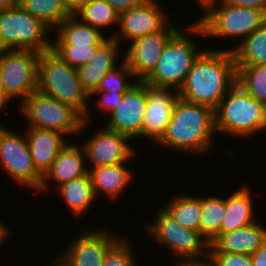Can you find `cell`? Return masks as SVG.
I'll list each match as a JSON object with an SVG mask.
<instances>
[{"label": "cell", "instance_id": "30bf717a", "mask_svg": "<svg viewBox=\"0 0 266 266\" xmlns=\"http://www.w3.org/2000/svg\"><path fill=\"white\" fill-rule=\"evenodd\" d=\"M7 127L0 126V168L21 187L38 192L43 176L33 164L27 137Z\"/></svg>", "mask_w": 266, "mask_h": 266}, {"label": "cell", "instance_id": "4dcf8cb0", "mask_svg": "<svg viewBox=\"0 0 266 266\" xmlns=\"http://www.w3.org/2000/svg\"><path fill=\"white\" fill-rule=\"evenodd\" d=\"M237 67V83L255 100L266 105V65Z\"/></svg>", "mask_w": 266, "mask_h": 266}, {"label": "cell", "instance_id": "e575fe53", "mask_svg": "<svg viewBox=\"0 0 266 266\" xmlns=\"http://www.w3.org/2000/svg\"><path fill=\"white\" fill-rule=\"evenodd\" d=\"M209 259L215 266H252L249 254L209 251Z\"/></svg>", "mask_w": 266, "mask_h": 266}, {"label": "cell", "instance_id": "d6a6232c", "mask_svg": "<svg viewBox=\"0 0 266 266\" xmlns=\"http://www.w3.org/2000/svg\"><path fill=\"white\" fill-rule=\"evenodd\" d=\"M125 238L119 234V237L107 248L102 266H140L139 260L136 259L134 243Z\"/></svg>", "mask_w": 266, "mask_h": 266}, {"label": "cell", "instance_id": "f6af8a7d", "mask_svg": "<svg viewBox=\"0 0 266 266\" xmlns=\"http://www.w3.org/2000/svg\"><path fill=\"white\" fill-rule=\"evenodd\" d=\"M52 261L50 264L46 263V265H44V266H68V264L59 256L54 257V260H52Z\"/></svg>", "mask_w": 266, "mask_h": 266}, {"label": "cell", "instance_id": "52a82bcc", "mask_svg": "<svg viewBox=\"0 0 266 266\" xmlns=\"http://www.w3.org/2000/svg\"><path fill=\"white\" fill-rule=\"evenodd\" d=\"M202 13L196 21L203 28L206 41L207 38L239 40L230 51L266 22V14L258 9L230 6L220 0L210 3Z\"/></svg>", "mask_w": 266, "mask_h": 266}, {"label": "cell", "instance_id": "7402d4cb", "mask_svg": "<svg viewBox=\"0 0 266 266\" xmlns=\"http://www.w3.org/2000/svg\"><path fill=\"white\" fill-rule=\"evenodd\" d=\"M252 186L241 184L237 190H233V193L225 197L226 204V216L224 217L220 235L223 233L232 232L239 228L250 225L257 221V206L254 201V193ZM256 209V210H255Z\"/></svg>", "mask_w": 266, "mask_h": 266}, {"label": "cell", "instance_id": "7bdbcfd3", "mask_svg": "<svg viewBox=\"0 0 266 266\" xmlns=\"http://www.w3.org/2000/svg\"><path fill=\"white\" fill-rule=\"evenodd\" d=\"M71 12H74L85 0H62Z\"/></svg>", "mask_w": 266, "mask_h": 266}, {"label": "cell", "instance_id": "83f0119b", "mask_svg": "<svg viewBox=\"0 0 266 266\" xmlns=\"http://www.w3.org/2000/svg\"><path fill=\"white\" fill-rule=\"evenodd\" d=\"M201 194L179 193L169 197L164 205V209L185 228L199 231V222L201 216ZM171 199V200H170Z\"/></svg>", "mask_w": 266, "mask_h": 266}, {"label": "cell", "instance_id": "277c9868", "mask_svg": "<svg viewBox=\"0 0 266 266\" xmlns=\"http://www.w3.org/2000/svg\"><path fill=\"white\" fill-rule=\"evenodd\" d=\"M214 116L218 137L236 136L249 141L258 133H266V105L255 100L238 83L219 102Z\"/></svg>", "mask_w": 266, "mask_h": 266}, {"label": "cell", "instance_id": "9a60e30c", "mask_svg": "<svg viewBox=\"0 0 266 266\" xmlns=\"http://www.w3.org/2000/svg\"><path fill=\"white\" fill-rule=\"evenodd\" d=\"M81 230L58 256L68 266H102L107 248L119 237L107 227ZM113 232V233H112Z\"/></svg>", "mask_w": 266, "mask_h": 266}, {"label": "cell", "instance_id": "3957f363", "mask_svg": "<svg viewBox=\"0 0 266 266\" xmlns=\"http://www.w3.org/2000/svg\"><path fill=\"white\" fill-rule=\"evenodd\" d=\"M192 22L185 24L186 27L180 28L167 42L156 67L143 80L149 86L178 91L183 85L193 62L205 49V45L202 47L198 41L191 38V35L205 38L201 25L196 20Z\"/></svg>", "mask_w": 266, "mask_h": 266}, {"label": "cell", "instance_id": "ee69618b", "mask_svg": "<svg viewBox=\"0 0 266 266\" xmlns=\"http://www.w3.org/2000/svg\"><path fill=\"white\" fill-rule=\"evenodd\" d=\"M18 0H0V10L17 6Z\"/></svg>", "mask_w": 266, "mask_h": 266}, {"label": "cell", "instance_id": "60d3db41", "mask_svg": "<svg viewBox=\"0 0 266 266\" xmlns=\"http://www.w3.org/2000/svg\"><path fill=\"white\" fill-rule=\"evenodd\" d=\"M3 220H0V247L2 246V244L6 241H8L7 239H9V235L11 233L10 229L7 227L8 225L3 223ZM8 237V238H7Z\"/></svg>", "mask_w": 266, "mask_h": 266}, {"label": "cell", "instance_id": "2e32d148", "mask_svg": "<svg viewBox=\"0 0 266 266\" xmlns=\"http://www.w3.org/2000/svg\"><path fill=\"white\" fill-rule=\"evenodd\" d=\"M146 83L137 80L123 95L121 104L113 110L102 124L108 130L135 139L143 138V117L146 111Z\"/></svg>", "mask_w": 266, "mask_h": 266}, {"label": "cell", "instance_id": "d6986e66", "mask_svg": "<svg viewBox=\"0 0 266 266\" xmlns=\"http://www.w3.org/2000/svg\"><path fill=\"white\" fill-rule=\"evenodd\" d=\"M121 50L124 51L122 45L109 37L87 64L76 69L78 80L89 96L97 90L107 72L120 63Z\"/></svg>", "mask_w": 266, "mask_h": 266}, {"label": "cell", "instance_id": "7a4b0ae2", "mask_svg": "<svg viewBox=\"0 0 266 266\" xmlns=\"http://www.w3.org/2000/svg\"><path fill=\"white\" fill-rule=\"evenodd\" d=\"M216 137L214 109L179 97L166 131L155 145L174 154L206 157L215 149Z\"/></svg>", "mask_w": 266, "mask_h": 266}, {"label": "cell", "instance_id": "836d02e7", "mask_svg": "<svg viewBox=\"0 0 266 266\" xmlns=\"http://www.w3.org/2000/svg\"><path fill=\"white\" fill-rule=\"evenodd\" d=\"M100 46L52 45L51 51L62 61L77 69L87 64Z\"/></svg>", "mask_w": 266, "mask_h": 266}, {"label": "cell", "instance_id": "484cf974", "mask_svg": "<svg viewBox=\"0 0 266 266\" xmlns=\"http://www.w3.org/2000/svg\"><path fill=\"white\" fill-rule=\"evenodd\" d=\"M200 196L201 216L199 222V232L212 244L219 236L221 224L226 216L225 195Z\"/></svg>", "mask_w": 266, "mask_h": 266}, {"label": "cell", "instance_id": "ab89813d", "mask_svg": "<svg viewBox=\"0 0 266 266\" xmlns=\"http://www.w3.org/2000/svg\"><path fill=\"white\" fill-rule=\"evenodd\" d=\"M12 103V100L9 98V96L5 93L4 87H3V83L1 81V77H0V114L2 115L3 110H6L4 108H8L7 106L9 105V103ZM2 126V125H0Z\"/></svg>", "mask_w": 266, "mask_h": 266}, {"label": "cell", "instance_id": "5b68a950", "mask_svg": "<svg viewBox=\"0 0 266 266\" xmlns=\"http://www.w3.org/2000/svg\"><path fill=\"white\" fill-rule=\"evenodd\" d=\"M37 90L70 105L84 117V121L90 123L95 118L90 109V96L82 88L76 69L51 50L40 53Z\"/></svg>", "mask_w": 266, "mask_h": 266}, {"label": "cell", "instance_id": "ba28073f", "mask_svg": "<svg viewBox=\"0 0 266 266\" xmlns=\"http://www.w3.org/2000/svg\"><path fill=\"white\" fill-rule=\"evenodd\" d=\"M18 107L28 127L55 131L67 138L78 137L91 124L84 121V117L70 105L38 90L33 91Z\"/></svg>", "mask_w": 266, "mask_h": 266}, {"label": "cell", "instance_id": "1f68e13d", "mask_svg": "<svg viewBox=\"0 0 266 266\" xmlns=\"http://www.w3.org/2000/svg\"><path fill=\"white\" fill-rule=\"evenodd\" d=\"M121 59L116 67L107 72L94 92L124 94L136 83L137 79H135L122 56Z\"/></svg>", "mask_w": 266, "mask_h": 266}, {"label": "cell", "instance_id": "f546056e", "mask_svg": "<svg viewBox=\"0 0 266 266\" xmlns=\"http://www.w3.org/2000/svg\"><path fill=\"white\" fill-rule=\"evenodd\" d=\"M17 6L43 21L53 31L72 14L62 0H18Z\"/></svg>", "mask_w": 266, "mask_h": 266}, {"label": "cell", "instance_id": "9c48e42d", "mask_svg": "<svg viewBox=\"0 0 266 266\" xmlns=\"http://www.w3.org/2000/svg\"><path fill=\"white\" fill-rule=\"evenodd\" d=\"M52 35L51 28L22 7L0 10V44L5 50L48 52Z\"/></svg>", "mask_w": 266, "mask_h": 266}, {"label": "cell", "instance_id": "4fadbf2b", "mask_svg": "<svg viewBox=\"0 0 266 266\" xmlns=\"http://www.w3.org/2000/svg\"><path fill=\"white\" fill-rule=\"evenodd\" d=\"M99 128L94 131L95 134H91L92 137L88 136V139L80 143L88 167L116 165L134 159V154L138 153L134 145L136 142L133 143L130 137L108 130L104 126L100 125Z\"/></svg>", "mask_w": 266, "mask_h": 266}, {"label": "cell", "instance_id": "8fae6325", "mask_svg": "<svg viewBox=\"0 0 266 266\" xmlns=\"http://www.w3.org/2000/svg\"><path fill=\"white\" fill-rule=\"evenodd\" d=\"M40 53L31 50L0 52V77L5 93L20 104L37 90Z\"/></svg>", "mask_w": 266, "mask_h": 266}, {"label": "cell", "instance_id": "4316f807", "mask_svg": "<svg viewBox=\"0 0 266 266\" xmlns=\"http://www.w3.org/2000/svg\"><path fill=\"white\" fill-rule=\"evenodd\" d=\"M72 14L81 22L103 32L105 27H118L119 13L105 0H85Z\"/></svg>", "mask_w": 266, "mask_h": 266}, {"label": "cell", "instance_id": "cb8c5ba5", "mask_svg": "<svg viewBox=\"0 0 266 266\" xmlns=\"http://www.w3.org/2000/svg\"><path fill=\"white\" fill-rule=\"evenodd\" d=\"M105 34L71 14L53 31L52 45L101 46L109 38Z\"/></svg>", "mask_w": 266, "mask_h": 266}, {"label": "cell", "instance_id": "bcb514c9", "mask_svg": "<svg viewBox=\"0 0 266 266\" xmlns=\"http://www.w3.org/2000/svg\"><path fill=\"white\" fill-rule=\"evenodd\" d=\"M195 2H197L198 4H196V5H198L200 8H199V10L201 11H203L210 3H212V2H214L215 0H194Z\"/></svg>", "mask_w": 266, "mask_h": 266}, {"label": "cell", "instance_id": "d590c367", "mask_svg": "<svg viewBox=\"0 0 266 266\" xmlns=\"http://www.w3.org/2000/svg\"><path fill=\"white\" fill-rule=\"evenodd\" d=\"M124 94L121 93H106V92H93L90 95L91 98H94L96 96V108H98L97 111L99 112H105L110 114L113 110L117 109L119 105L121 104L122 98Z\"/></svg>", "mask_w": 266, "mask_h": 266}, {"label": "cell", "instance_id": "8d00e7d4", "mask_svg": "<svg viewBox=\"0 0 266 266\" xmlns=\"http://www.w3.org/2000/svg\"><path fill=\"white\" fill-rule=\"evenodd\" d=\"M223 4L258 9L266 14V0H220Z\"/></svg>", "mask_w": 266, "mask_h": 266}, {"label": "cell", "instance_id": "44dd1931", "mask_svg": "<svg viewBox=\"0 0 266 266\" xmlns=\"http://www.w3.org/2000/svg\"><path fill=\"white\" fill-rule=\"evenodd\" d=\"M24 131L33 164L37 171L44 176L51 168L57 154L70 142L67 140L69 138L58 132L36 127H27Z\"/></svg>", "mask_w": 266, "mask_h": 266}, {"label": "cell", "instance_id": "6da1fadb", "mask_svg": "<svg viewBox=\"0 0 266 266\" xmlns=\"http://www.w3.org/2000/svg\"><path fill=\"white\" fill-rule=\"evenodd\" d=\"M237 83V67L232 51L205 48L193 62L183 85L180 98L215 109Z\"/></svg>", "mask_w": 266, "mask_h": 266}, {"label": "cell", "instance_id": "ac0fdd59", "mask_svg": "<svg viewBox=\"0 0 266 266\" xmlns=\"http://www.w3.org/2000/svg\"><path fill=\"white\" fill-rule=\"evenodd\" d=\"M88 172L89 169L82 145L79 142L78 144L68 142L57 154L51 168L43 176L41 187L36 194H49V191L55 190L59 185L85 176Z\"/></svg>", "mask_w": 266, "mask_h": 266}, {"label": "cell", "instance_id": "7dc6e473", "mask_svg": "<svg viewBox=\"0 0 266 266\" xmlns=\"http://www.w3.org/2000/svg\"><path fill=\"white\" fill-rule=\"evenodd\" d=\"M3 50H5V49L0 44V52H2Z\"/></svg>", "mask_w": 266, "mask_h": 266}, {"label": "cell", "instance_id": "e0dca14e", "mask_svg": "<svg viewBox=\"0 0 266 266\" xmlns=\"http://www.w3.org/2000/svg\"><path fill=\"white\" fill-rule=\"evenodd\" d=\"M147 105L143 117V139L154 145L162 138L170 122L176 102L177 90L155 88L146 83Z\"/></svg>", "mask_w": 266, "mask_h": 266}, {"label": "cell", "instance_id": "f35d334b", "mask_svg": "<svg viewBox=\"0 0 266 266\" xmlns=\"http://www.w3.org/2000/svg\"><path fill=\"white\" fill-rule=\"evenodd\" d=\"M252 266H266V242L252 254Z\"/></svg>", "mask_w": 266, "mask_h": 266}, {"label": "cell", "instance_id": "603a6c76", "mask_svg": "<svg viewBox=\"0 0 266 266\" xmlns=\"http://www.w3.org/2000/svg\"><path fill=\"white\" fill-rule=\"evenodd\" d=\"M265 242L266 226L258 219L250 225L221 234L210 244L209 251H224L251 255Z\"/></svg>", "mask_w": 266, "mask_h": 266}, {"label": "cell", "instance_id": "5bb4252c", "mask_svg": "<svg viewBox=\"0 0 266 266\" xmlns=\"http://www.w3.org/2000/svg\"><path fill=\"white\" fill-rule=\"evenodd\" d=\"M177 24L173 19L161 31L141 36L127 44L125 55L122 51L120 56H123L135 79L143 81L154 70L165 45L180 29Z\"/></svg>", "mask_w": 266, "mask_h": 266}, {"label": "cell", "instance_id": "ffe728a7", "mask_svg": "<svg viewBox=\"0 0 266 266\" xmlns=\"http://www.w3.org/2000/svg\"><path fill=\"white\" fill-rule=\"evenodd\" d=\"M129 163H119L116 165H105L100 167H88L92 181L94 194L99 200L100 196H105L109 200L122 199L123 193L128 191L134 182V171L129 168ZM127 165V166H126ZM130 185V186H129ZM126 190V191H125Z\"/></svg>", "mask_w": 266, "mask_h": 266}, {"label": "cell", "instance_id": "b9f144b4", "mask_svg": "<svg viewBox=\"0 0 266 266\" xmlns=\"http://www.w3.org/2000/svg\"><path fill=\"white\" fill-rule=\"evenodd\" d=\"M176 266H215L210 259L180 263Z\"/></svg>", "mask_w": 266, "mask_h": 266}, {"label": "cell", "instance_id": "d4e9b609", "mask_svg": "<svg viewBox=\"0 0 266 266\" xmlns=\"http://www.w3.org/2000/svg\"><path fill=\"white\" fill-rule=\"evenodd\" d=\"M55 192L59 194V198L62 197L64 205L75 218L85 216V212L89 213V210L93 208V203L97 201L89 172L85 176L59 185Z\"/></svg>", "mask_w": 266, "mask_h": 266}, {"label": "cell", "instance_id": "8992f818", "mask_svg": "<svg viewBox=\"0 0 266 266\" xmlns=\"http://www.w3.org/2000/svg\"><path fill=\"white\" fill-rule=\"evenodd\" d=\"M144 226L146 235L148 234L156 245L169 249L167 251L176 257L171 266L209 259V242L199 231L180 225L162 206L155 211L153 221L145 223Z\"/></svg>", "mask_w": 266, "mask_h": 266}, {"label": "cell", "instance_id": "f1b7e54d", "mask_svg": "<svg viewBox=\"0 0 266 266\" xmlns=\"http://www.w3.org/2000/svg\"><path fill=\"white\" fill-rule=\"evenodd\" d=\"M236 66L266 65V22L233 50Z\"/></svg>", "mask_w": 266, "mask_h": 266}, {"label": "cell", "instance_id": "7c38bea8", "mask_svg": "<svg viewBox=\"0 0 266 266\" xmlns=\"http://www.w3.org/2000/svg\"><path fill=\"white\" fill-rule=\"evenodd\" d=\"M160 2V0H149L141 6L120 13L118 29L112 38L122 44L126 50V45L135 39L161 31L172 18ZM124 42L128 43L124 45Z\"/></svg>", "mask_w": 266, "mask_h": 266}, {"label": "cell", "instance_id": "74e56055", "mask_svg": "<svg viewBox=\"0 0 266 266\" xmlns=\"http://www.w3.org/2000/svg\"><path fill=\"white\" fill-rule=\"evenodd\" d=\"M107 1L119 14L131 8L141 6L149 0H105Z\"/></svg>", "mask_w": 266, "mask_h": 266}]
</instances>
